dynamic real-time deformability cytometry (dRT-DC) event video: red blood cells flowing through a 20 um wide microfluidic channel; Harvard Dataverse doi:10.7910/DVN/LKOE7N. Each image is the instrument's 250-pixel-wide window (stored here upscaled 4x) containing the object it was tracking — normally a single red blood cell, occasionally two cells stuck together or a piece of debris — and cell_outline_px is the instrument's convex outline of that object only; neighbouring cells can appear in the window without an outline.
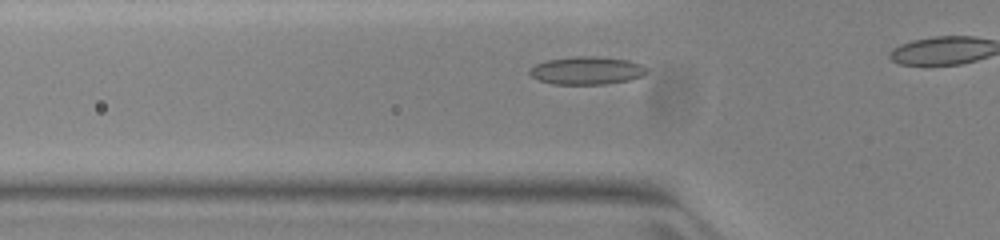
{"species": "common noctule bat (a hibernating species)", "species_latin": "Nyctalus noctula", "temperature_condition": "warm", "stored_images_in_passage": 13, "camera_frame_rate_fps": 3000, "um_per_image_px": 0.085, "animal": {"sex": "female", "body_mass_g": 23.0, "forearm_length_mm": 53.4}, "frame": {"image": 1, "passage_image": 8, "time_ms": 2.333, "image_size_px": [1000, 240], "cell_outline_px": [[648, 72], [640, 76], [628, 80], [604, 84], [552, 84], [540, 80], [532, 76], [528, 72], [536, 64], [548, 60], [572, 56], [596, 56], [628, 60], [640, 64], [648, 68]], "centroid_in_image_um": [49.89, 5.99], "position_along_channel_um": 75.9, "area_um2": 18.9}}
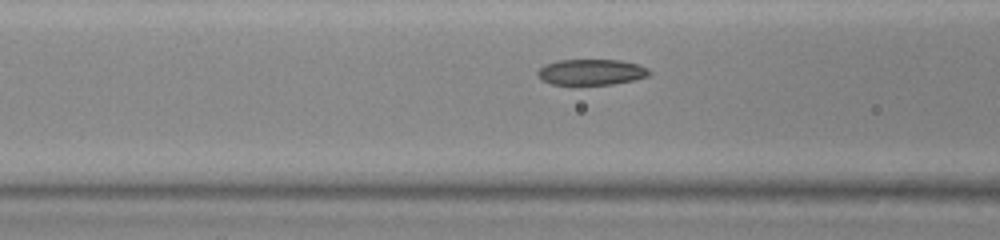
{"frame": {"image": 2, "passage_image": 11, "time_ms": 3.333, "image_size_px": [1000, 240], "cell_outline_px": [[652, 72], [648, 76], [632, 80], [612, 84], [552, 84], [544, 80], [536, 72], [544, 64], [556, 60], [620, 60], [636, 64], [648, 68]], "centroid_in_image_um": [50.27, 6.11], "position_along_channel_um": 116.3, "area_um2": 16.59}}